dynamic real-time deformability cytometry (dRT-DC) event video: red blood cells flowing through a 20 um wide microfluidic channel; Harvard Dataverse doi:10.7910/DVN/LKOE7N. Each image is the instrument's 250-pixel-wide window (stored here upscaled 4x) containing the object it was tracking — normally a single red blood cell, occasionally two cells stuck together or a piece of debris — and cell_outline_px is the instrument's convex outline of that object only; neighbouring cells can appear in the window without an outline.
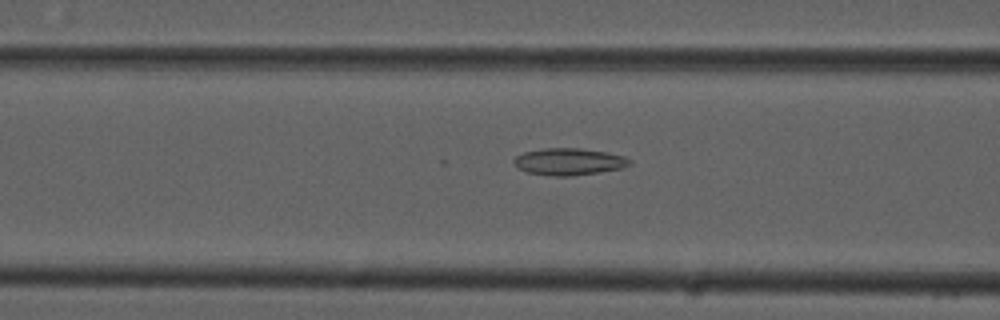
{"species": "common noctule bat (a hibernating species)", "species_latin": "Nyctalus noctula", "temperature_condition": "cold", "stored_images_in_passage": 55, "camera_frame_rate_fps": 3000, "um_per_image_px": 0.085, "animal": {"sex": "male", "forearm_length_mm": 52.5}, "frame": {"image": 1, "passage_image": 21, "time_ms": 6.667, "image_size_px": [1000, 320], "cell_outline_px": [[632, 164], [624, 168], [572, 176], [552, 176], [528, 172], [516, 168], [512, 164], [512, 160], [516, 156], [524, 152], [544, 148], [580, 148], [608, 152], [624, 156], [632, 160]], "centroid_in_image_um": [48.36, 13.74], "position_along_channel_um": 118.2, "area_um2": 18.44}}
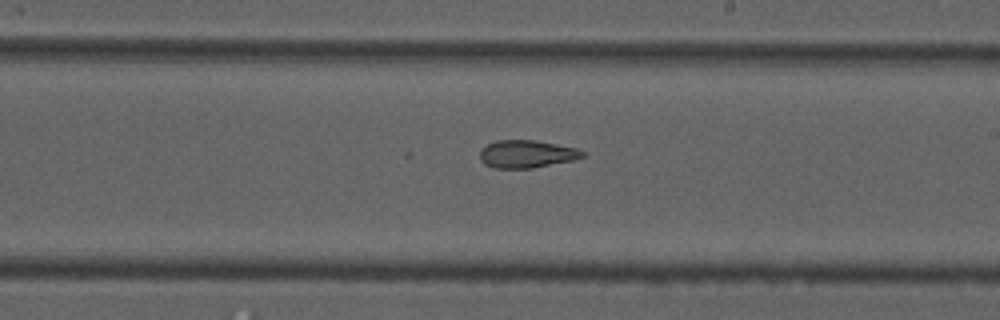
{"frame": {"image": 2, "passage_image": 31, "time_ms": 10.0, "image_size_px": [1000, 320], "cell_outline_px": [[584, 156], [576, 160], [532, 168], [492, 168], [484, 164], [480, 160], [480, 152], [488, 144], [496, 140], [536, 140], [576, 148], [584, 152]], "centroid_in_image_um": [44.77, 13.1], "position_along_channel_um": 244.2, "area_um2": 16.59}}
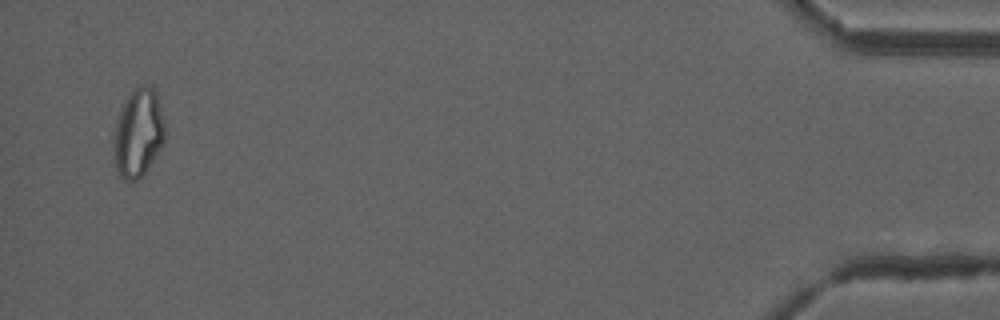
{"frame": {"image": 3, "passage_image": 52, "time_ms": 17.0, "image_size_px": [1000, 320], "cell_outline_px": [[164, 144], [144, 172], [136, 180], [128, 180], [120, 176], [116, 168], [116, 124], [120, 112], [132, 88], [140, 84], [152, 84], [156, 92], [164, 120]], "centroid_in_image_um": [11.8, 11.22], "position_along_channel_um": 423.4, "area_um2": 25.66}}